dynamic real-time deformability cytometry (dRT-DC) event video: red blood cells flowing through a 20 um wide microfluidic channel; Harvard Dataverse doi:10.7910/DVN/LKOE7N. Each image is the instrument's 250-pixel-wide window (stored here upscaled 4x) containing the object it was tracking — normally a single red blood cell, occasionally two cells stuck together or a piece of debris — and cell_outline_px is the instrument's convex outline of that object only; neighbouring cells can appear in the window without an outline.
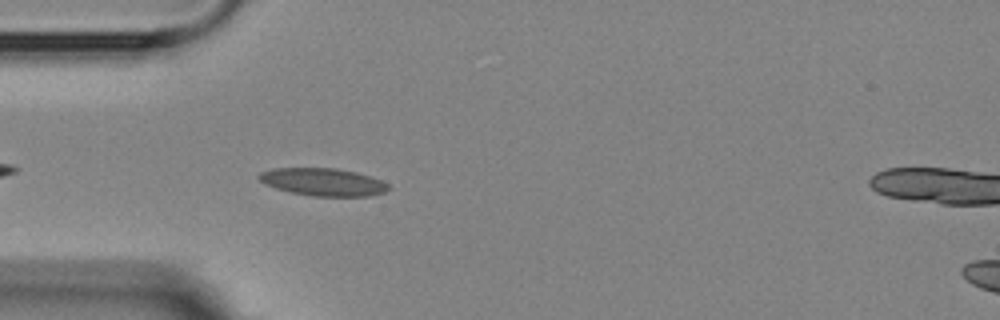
{"species": "Egyptian fruit bat (a non-hibernating species)", "species_latin": "Rousettus aegyptiacus", "temperature_condition": "room temperature", "stored_images_in_passage": 4, "segment_of_instrument_passage": [1, 2], "camera_frame_rate_fps": 3000, "um_per_image_px": 0.085, "animal": {"sex": "female"}, "frame": {"image": 1, "passage_image": 3, "time_ms": 2.333, "image_size_px": [1000, 320], "cell_outline_px": [[392, 188], [384, 192], [368, 196], [312, 196], [292, 192], [276, 188], [264, 184], [256, 176], [260, 172], [272, 168], [336, 168], [356, 172], [372, 176], [388, 184]], "centroid_in_image_um": [27.46, 15.46], "position_along_channel_um": 57.5, "area_um2": 20.92}}